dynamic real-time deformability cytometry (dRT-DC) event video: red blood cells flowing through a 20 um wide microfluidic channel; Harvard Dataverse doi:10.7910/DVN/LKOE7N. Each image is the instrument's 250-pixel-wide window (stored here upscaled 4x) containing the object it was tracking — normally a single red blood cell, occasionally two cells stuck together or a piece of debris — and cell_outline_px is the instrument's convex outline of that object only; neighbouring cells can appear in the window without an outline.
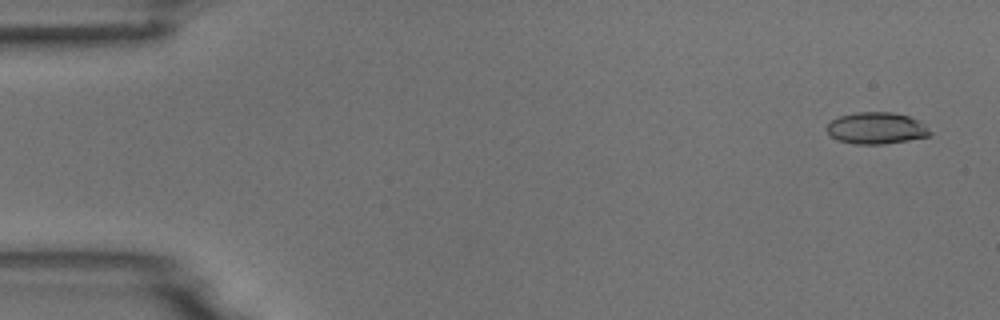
{"species": "common noctule bat (a hibernating species)", "species_latin": "Nyctalus noctula", "temperature_condition": "room temperature", "stored_images_in_passage": 50, "camera_frame_rate_fps": 3000, "um_per_image_px": 0.085, "animal": {"sex": "male", "body_mass_g": 18.8}, "frame": {"image": 1, "passage_image": 3, "time_ms": 0.667, "image_size_px": [1000, 320], "cell_outline_px": [[932, 132], [928, 136], [908, 140], [884, 144], [852, 144], [836, 140], [824, 128], [832, 120], [840, 116], [856, 112], [892, 112], [908, 116], [920, 120]], "centroid_in_image_um": [74.48, 10.89], "position_along_channel_um": 10.5, "area_um2": 19.13}}
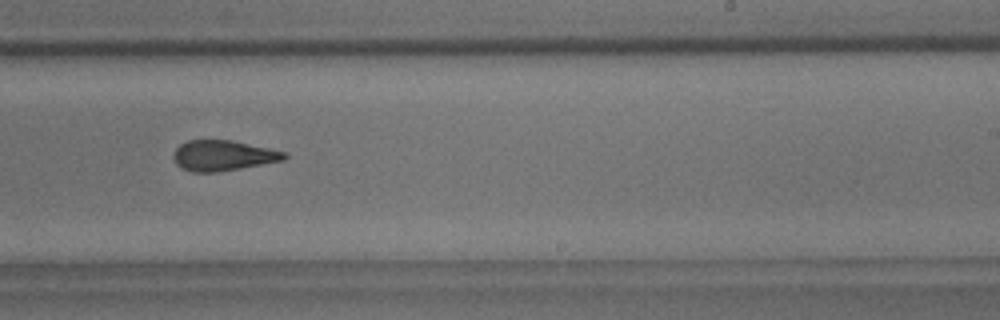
{"frame": {"image": 2, "passage_image": 34, "time_ms": 11.0, "image_size_px": [1000, 320], "cell_outline_px": [[288, 156], [284, 160], [240, 168], [216, 172], [192, 172], [176, 164], [172, 156], [176, 148], [180, 144], [188, 140], [232, 140], [288, 152]], "centroid_in_image_um": [18.97, 13.21], "position_along_channel_um": 270.0, "area_um2": 19.65}}
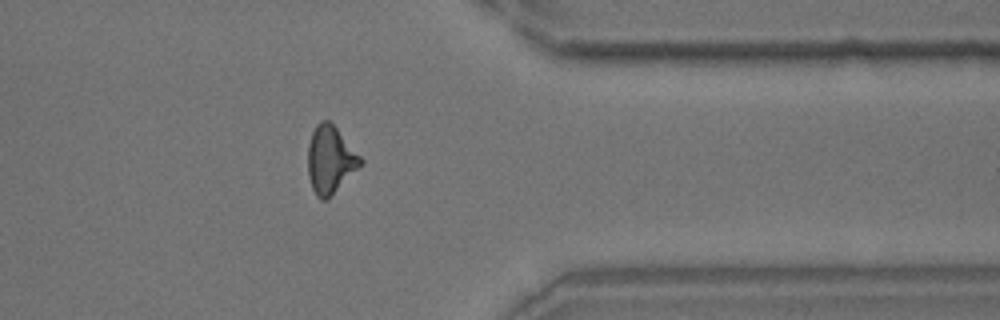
{"frame": {"image": 3, "passage_image": 44, "time_ms": 14.333, "image_size_px": [1000, 320], "cell_outline_px": [[364, 160], [328, 200], [320, 200], [316, 196], [312, 188], [308, 176], [308, 144], [312, 132], [316, 124], [320, 120], [328, 120], [336, 128]], "centroid_in_image_um": [28.04, 13.59], "position_along_channel_um": 383.4, "area_um2": 20.46}, "authors_computed_cell_mechanics": {"area_um2": 20.1144, "velocity_mm_per_s": 3.7416, "shape_relaxation_time_tau1_ms": 7.5917, "shape_relaxation_time_tau2_ms": 2.6111, "deformation_change_tau1": 0.2159, "deformation_change_tau2": 0.1228}}